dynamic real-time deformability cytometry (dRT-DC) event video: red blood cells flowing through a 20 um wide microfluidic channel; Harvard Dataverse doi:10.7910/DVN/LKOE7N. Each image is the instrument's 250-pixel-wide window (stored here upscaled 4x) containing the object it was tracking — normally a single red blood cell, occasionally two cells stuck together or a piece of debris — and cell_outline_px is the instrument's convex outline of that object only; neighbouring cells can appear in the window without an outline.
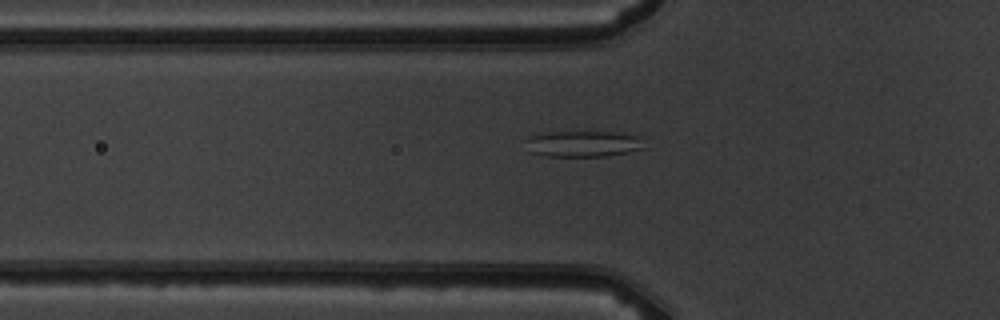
{"species": "common noctule bat (a hibernating species)", "species_latin": "Nyctalus noctula", "temperature_condition": "warm", "stored_images_in_passage": 7, "camera_frame_rate_fps": 3000, "um_per_image_px": 0.085, "animal": {"sex": "male", "body_mass_g": 19.5, "forearm_length_mm": 54.6}, "frame": {"image": 1, "passage_image": 7, "time_ms": 7.0, "image_size_px": [1000, 320], "cell_outline_px": [[644, 148], [628, 152], [604, 156], [548, 156], [532, 152], [528, 140], [528, 136], [540, 132], [612, 132], [636, 136]], "centroid_in_image_um": [49.54, 12.22], "position_along_channel_um": 76.3, "area_um2": 17.46}}